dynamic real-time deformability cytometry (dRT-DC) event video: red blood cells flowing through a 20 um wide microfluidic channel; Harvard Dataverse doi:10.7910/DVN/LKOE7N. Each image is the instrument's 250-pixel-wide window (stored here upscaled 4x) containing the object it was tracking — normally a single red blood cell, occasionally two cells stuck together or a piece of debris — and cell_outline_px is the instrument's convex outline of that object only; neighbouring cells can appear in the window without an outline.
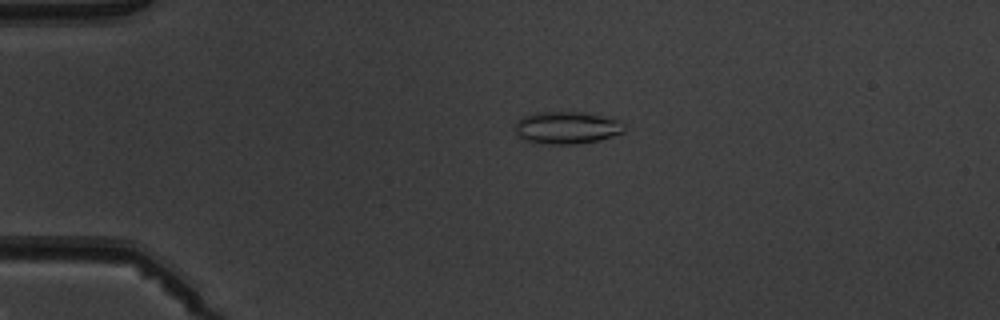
{"species": "common noctule bat (a hibernating species)", "species_latin": "Nyctalus noctula", "temperature_condition": "warm", "stored_images_in_passage": 2, "camera_frame_rate_fps": 3000, "um_per_image_px": 0.085, "animal": {"sex": "male", "body_mass_g": 19.5, "forearm_length_mm": 54.6}, "frame": {"image": 1, "passage_image": 1, "time_ms": 0.0, "image_size_px": [1000, 320], "cell_outline_px": [[624, 132], [600, 140], [576, 144], [548, 144], [524, 140], [516, 132], [516, 120], [524, 116], [536, 112], [580, 112], [600, 116], [616, 120], [624, 124]], "centroid_in_image_um": [48.16, 10.86], "position_along_channel_um": 36.8, "area_um2": 20.35}}